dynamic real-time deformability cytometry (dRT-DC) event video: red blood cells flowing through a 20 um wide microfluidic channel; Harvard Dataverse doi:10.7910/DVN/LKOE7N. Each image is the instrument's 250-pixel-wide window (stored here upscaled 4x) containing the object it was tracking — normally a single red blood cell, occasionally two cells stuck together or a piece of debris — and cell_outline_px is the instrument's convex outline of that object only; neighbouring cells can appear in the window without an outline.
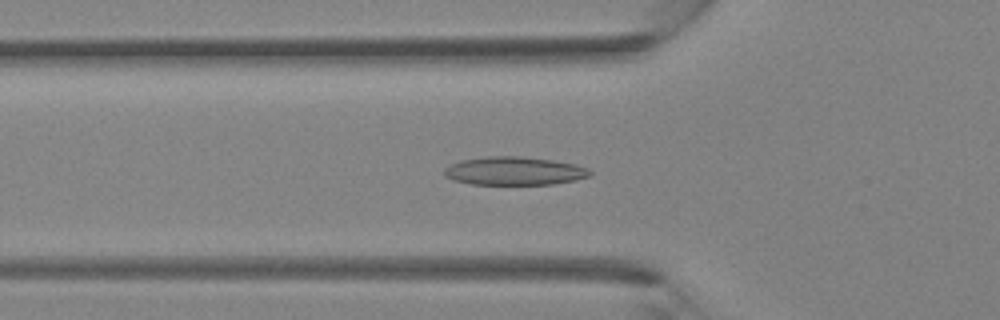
{"species": "Egyptian fruit bat (a non-hibernating species)", "species_latin": "Rousettus aegyptiacus", "temperature_condition": "room temperature", "stored_images_in_passage": 40, "segment_of_instrument_passage": [1, 2], "camera_frame_rate_fps": 3000, "um_per_image_px": 0.085, "animal": {"sex": "female"}, "frame": {"image": 1, "passage_image": 13, "time_ms": 4.0, "image_size_px": [1000, 320], "cell_outline_px": [[592, 176], [576, 180], [552, 184], [472, 184], [456, 180], [444, 176], [444, 168], [448, 164], [460, 160], [488, 156], [520, 156], [552, 160], [576, 164], [588, 168], [592, 172]], "centroid_in_image_um": [43.73, 14.52], "position_along_channel_um": 82.1, "area_um2": 24.16}}
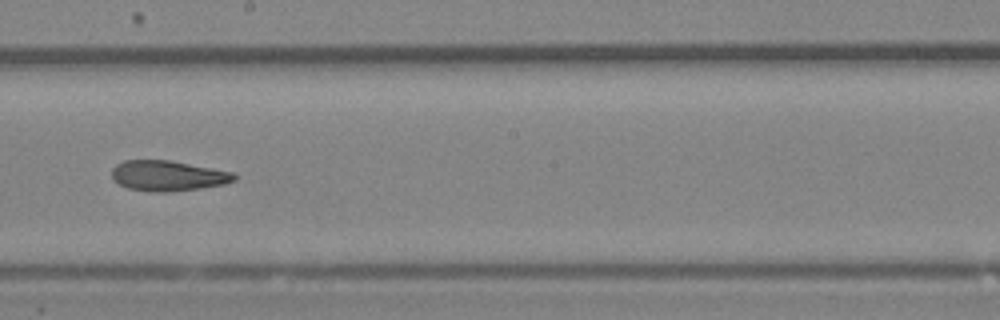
{"frame": {"image": 2, "passage_image": 22, "time_ms": 7.0, "image_size_px": [1000, 320], "cell_outline_px": [[236, 180], [224, 184], [200, 188], [168, 192], [152, 192], [128, 188], [112, 180], [112, 168], [116, 164], [124, 160], [168, 160], [236, 172]], "centroid_in_image_um": [14.28, 14.94], "position_along_channel_um": 233.9, "area_um2": 21.79}}
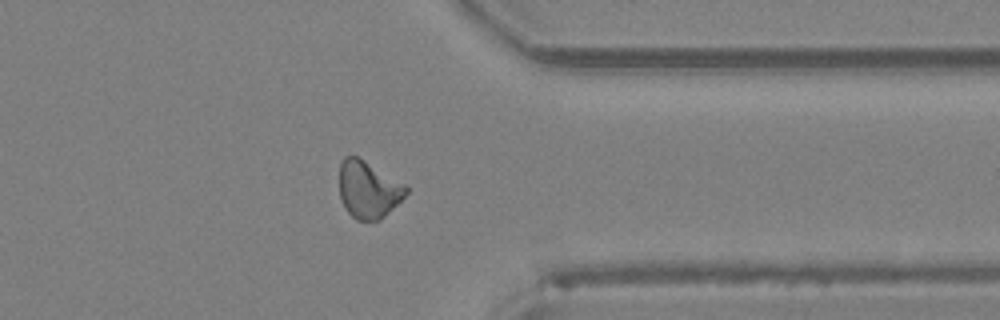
{"frame": {"image": 3, "passage_image": 31, "time_ms": 10.0, "image_size_px": [1000, 320], "cell_outline_px": [[408, 192], [380, 220], [356, 220], [344, 208], [340, 196], [340, 164], [344, 156], [356, 156], [404, 184], [408, 188]], "centroid_in_image_um": [31.28, 16.13], "position_along_channel_um": 380.1, "area_um2": 21.73}}